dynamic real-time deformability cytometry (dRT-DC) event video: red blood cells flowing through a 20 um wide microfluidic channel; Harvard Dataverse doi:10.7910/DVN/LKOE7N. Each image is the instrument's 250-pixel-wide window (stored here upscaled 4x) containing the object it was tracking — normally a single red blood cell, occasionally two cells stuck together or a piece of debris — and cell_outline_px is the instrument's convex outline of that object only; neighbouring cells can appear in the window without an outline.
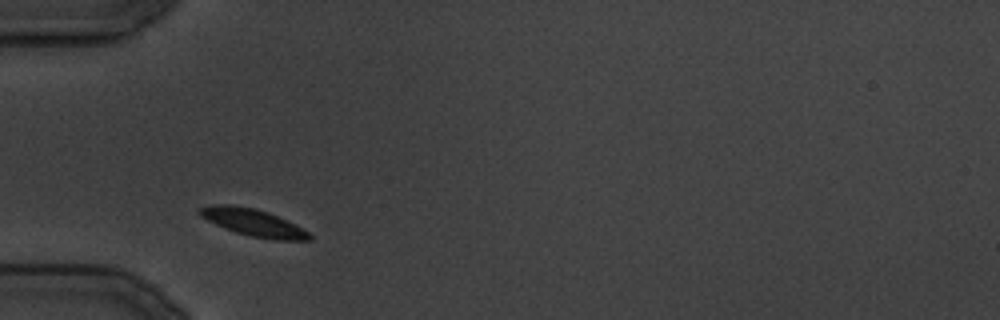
{"species": "common noctule bat (a hibernating species)", "species_latin": "Nyctalus noctula", "temperature_condition": "cold", "stored_images_in_passage": 25, "camera_frame_rate_fps": 3000, "um_per_image_px": 0.085, "animal": {"sex": "male", "body_mass_g": 19.5, "forearm_length_mm": 54.6}, "frame": {"image": 1, "passage_image": 1, "time_ms": 0.0, "image_size_px": [1000, 320], "cell_outline_px": [[312, 240], [276, 240], [252, 236], [236, 232], [216, 224], [200, 216], [200, 208], [212, 204], [228, 204], [256, 208], [268, 212], [308, 232], [312, 236]], "centroid_in_image_um": [21.51, 18.91], "position_along_channel_um": 63.5, "area_um2": 16.88}}
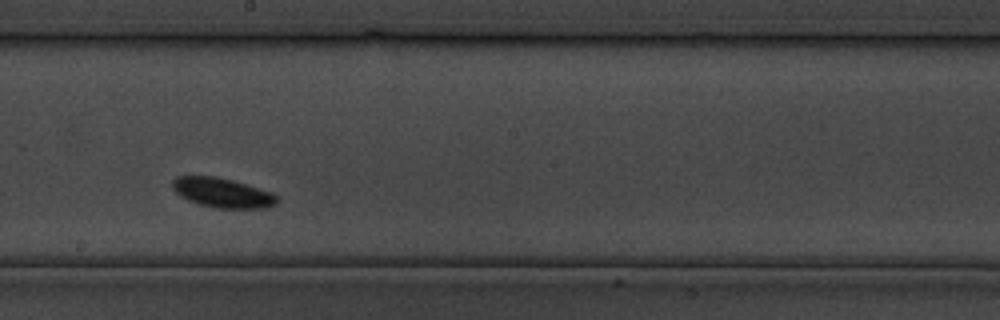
{"frame": {"image": 2, "passage_image": 10, "time_ms": 11.333, "image_size_px": [1000, 320], "cell_outline_px": [[280, 200], [276, 204], [268, 208], [212, 208], [188, 200], [180, 196], [172, 188], [172, 180], [176, 176], [216, 176], [232, 180], [260, 188], [272, 192]], "centroid_in_image_um": [18.92, 16.39], "position_along_channel_um": 229.3, "area_um2": 18.21}}
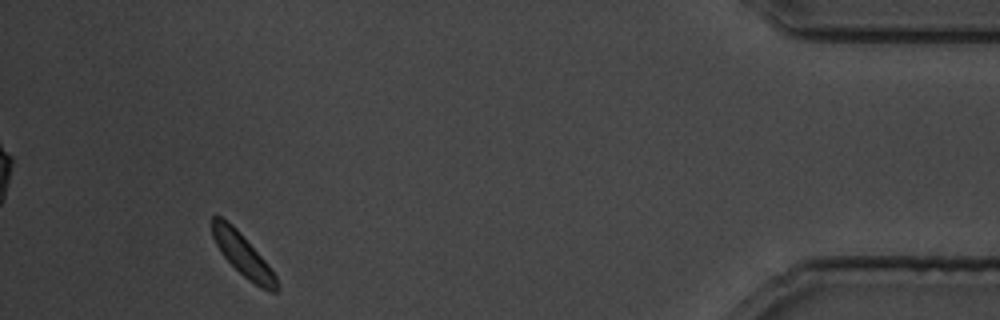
{"frame": {"image": 3, "passage_image": 23, "time_ms": 27.333, "image_size_px": [1000, 320], "cell_outline_px": [[276, 292], [272, 292], [260, 288], [248, 280], [220, 252], [212, 236], [212, 216], [220, 216], [232, 224], [236, 228], [268, 264], [276, 276]], "centroid_in_image_um": [20.62, 21.64], "position_along_channel_um": 414.6, "area_um2": 15.55}}